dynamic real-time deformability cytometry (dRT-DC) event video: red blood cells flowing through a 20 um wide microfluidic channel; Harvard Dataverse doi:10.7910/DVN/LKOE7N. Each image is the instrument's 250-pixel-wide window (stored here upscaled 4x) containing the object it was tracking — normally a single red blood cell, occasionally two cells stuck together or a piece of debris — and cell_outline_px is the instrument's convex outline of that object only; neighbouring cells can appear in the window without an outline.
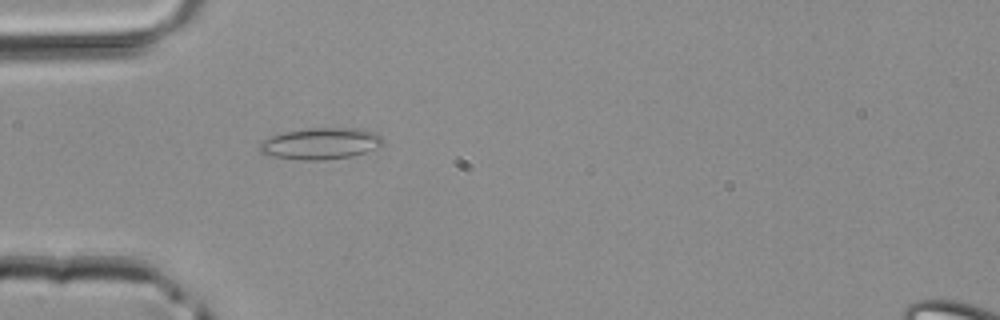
{"species": "common noctule bat (a hibernating species)", "species_latin": "Nyctalus noctula", "temperature_condition": "room temperature", "stored_images_in_passage": 1, "camera_frame_rate_fps": 3000, "um_per_image_px": 0.085, "animal": {"sex": "male", "body_mass_g": 20.4}, "frame": {"image": 1, "passage_image": 1, "time_ms": 0.0, "image_size_px": [1000, 320], "cell_outline_px": [[384, 140], [380, 144], [364, 152], [352, 156], [324, 160], [296, 160], [272, 156], [260, 152], [260, 144], [264, 140], [272, 136], [284, 132], [308, 128], [360, 128], [376, 132]], "centroid_in_image_um": [27.24, 12.2], "position_along_channel_um": 57.8, "area_um2": 22.43}}